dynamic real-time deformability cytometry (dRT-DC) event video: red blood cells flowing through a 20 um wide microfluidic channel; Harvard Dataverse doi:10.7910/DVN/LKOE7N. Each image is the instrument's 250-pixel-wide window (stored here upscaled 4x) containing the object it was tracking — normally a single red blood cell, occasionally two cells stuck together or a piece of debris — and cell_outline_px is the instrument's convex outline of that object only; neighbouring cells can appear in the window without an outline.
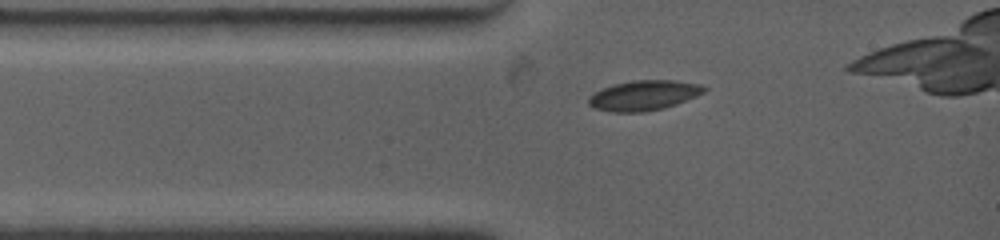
{"species": "common noctule bat (a hibernating species)", "species_latin": "Nyctalus noctula", "temperature_condition": "warm", "stored_images_in_passage": 32, "camera_frame_rate_fps": 4500, "um_per_image_px": 0.085, "animal": {"sex": "female", "body_mass_g": 19.0, "forearm_length_mm": 53.3}, "frame": {"image": 1, "passage_image": 1, "time_ms": 0.0, "image_size_px": [1000, 240], "cell_outline_px": [[708, 88], [704, 92], [696, 96], [676, 104], [664, 108], [644, 112], [612, 112], [596, 108], [588, 104], [588, 96], [592, 92], [616, 84], [632, 80], [672, 80], [700, 84]], "centroid_in_image_um": [54.72, 8.11], "position_along_channel_um": 30.3, "area_um2": 20.17}}
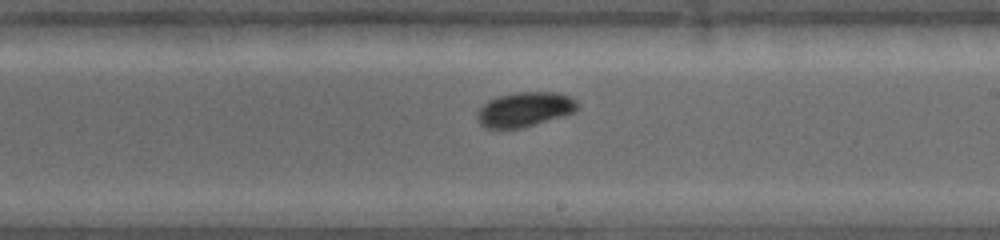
{"frame": {"image": 2, "passage_image": 19, "time_ms": 5.778, "image_size_px": [1000, 240], "cell_outline_px": [[580, 104], [572, 112], [520, 128], [488, 128], [480, 124], [476, 116], [476, 112], [488, 100], [500, 96], [516, 92], [560, 92], [576, 100]], "centroid_in_image_um": [44.57, 9.28], "position_along_channel_um": 244.4, "area_um2": 19.83}}
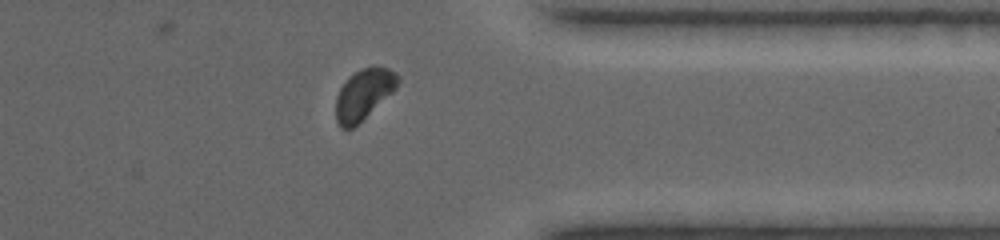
{"frame": {"image": 3, "passage_image": 31, "time_ms": 9.556, "image_size_px": [1000, 240], "cell_outline_px": [[400, 80], [396, 88], [392, 92], [352, 128], [340, 128], [336, 120], [336, 96], [340, 88], [348, 76], [360, 68], [372, 64], [388, 68], [396, 72], [400, 76]], "centroid_in_image_um": [30.92, 7.94], "position_along_channel_um": 380.5, "area_um2": 18.32}}